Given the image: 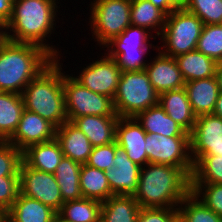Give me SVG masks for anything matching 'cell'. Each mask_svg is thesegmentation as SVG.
I'll list each match as a JSON object with an SVG mask.
<instances>
[{"label":"cell","instance_id":"cell-36","mask_svg":"<svg viewBox=\"0 0 222 222\" xmlns=\"http://www.w3.org/2000/svg\"><path fill=\"white\" fill-rule=\"evenodd\" d=\"M22 151L8 141H0V177H19Z\"/></svg>","mask_w":222,"mask_h":222},{"label":"cell","instance_id":"cell-33","mask_svg":"<svg viewBox=\"0 0 222 222\" xmlns=\"http://www.w3.org/2000/svg\"><path fill=\"white\" fill-rule=\"evenodd\" d=\"M191 184H222V155H204L194 165Z\"/></svg>","mask_w":222,"mask_h":222},{"label":"cell","instance_id":"cell-47","mask_svg":"<svg viewBox=\"0 0 222 222\" xmlns=\"http://www.w3.org/2000/svg\"><path fill=\"white\" fill-rule=\"evenodd\" d=\"M51 222H67L65 220H63L59 215H56Z\"/></svg>","mask_w":222,"mask_h":222},{"label":"cell","instance_id":"cell-43","mask_svg":"<svg viewBox=\"0 0 222 222\" xmlns=\"http://www.w3.org/2000/svg\"><path fill=\"white\" fill-rule=\"evenodd\" d=\"M222 118V92L219 93L213 113Z\"/></svg>","mask_w":222,"mask_h":222},{"label":"cell","instance_id":"cell-3","mask_svg":"<svg viewBox=\"0 0 222 222\" xmlns=\"http://www.w3.org/2000/svg\"><path fill=\"white\" fill-rule=\"evenodd\" d=\"M55 58L42 47L6 40L0 46V92L22 94Z\"/></svg>","mask_w":222,"mask_h":222},{"label":"cell","instance_id":"cell-41","mask_svg":"<svg viewBox=\"0 0 222 222\" xmlns=\"http://www.w3.org/2000/svg\"><path fill=\"white\" fill-rule=\"evenodd\" d=\"M13 0H0V24L6 26L12 16Z\"/></svg>","mask_w":222,"mask_h":222},{"label":"cell","instance_id":"cell-44","mask_svg":"<svg viewBox=\"0 0 222 222\" xmlns=\"http://www.w3.org/2000/svg\"><path fill=\"white\" fill-rule=\"evenodd\" d=\"M215 76L217 78L219 91L222 92V62L217 64Z\"/></svg>","mask_w":222,"mask_h":222},{"label":"cell","instance_id":"cell-16","mask_svg":"<svg viewBox=\"0 0 222 222\" xmlns=\"http://www.w3.org/2000/svg\"><path fill=\"white\" fill-rule=\"evenodd\" d=\"M113 168L106 170L107 180L113 195H134L137 191L141 167L127 156L120 147L115 152Z\"/></svg>","mask_w":222,"mask_h":222},{"label":"cell","instance_id":"cell-5","mask_svg":"<svg viewBox=\"0 0 222 222\" xmlns=\"http://www.w3.org/2000/svg\"><path fill=\"white\" fill-rule=\"evenodd\" d=\"M159 95L154 90L145 69L122 71L113 98L119 117H135L141 111L158 104Z\"/></svg>","mask_w":222,"mask_h":222},{"label":"cell","instance_id":"cell-9","mask_svg":"<svg viewBox=\"0 0 222 222\" xmlns=\"http://www.w3.org/2000/svg\"><path fill=\"white\" fill-rule=\"evenodd\" d=\"M63 91L66 115L70 122L86 115L118 116L112 98L90 91L72 75L63 73Z\"/></svg>","mask_w":222,"mask_h":222},{"label":"cell","instance_id":"cell-28","mask_svg":"<svg viewBox=\"0 0 222 222\" xmlns=\"http://www.w3.org/2000/svg\"><path fill=\"white\" fill-rule=\"evenodd\" d=\"M81 164L63 156L54 174L60 187L63 202L83 197L80 188Z\"/></svg>","mask_w":222,"mask_h":222},{"label":"cell","instance_id":"cell-29","mask_svg":"<svg viewBox=\"0 0 222 222\" xmlns=\"http://www.w3.org/2000/svg\"><path fill=\"white\" fill-rule=\"evenodd\" d=\"M130 18L132 26L145 28L149 32L154 30L159 37L165 26L166 14L149 0H131Z\"/></svg>","mask_w":222,"mask_h":222},{"label":"cell","instance_id":"cell-12","mask_svg":"<svg viewBox=\"0 0 222 222\" xmlns=\"http://www.w3.org/2000/svg\"><path fill=\"white\" fill-rule=\"evenodd\" d=\"M190 154L195 165L204 155H222V118L214 114L196 117L190 133Z\"/></svg>","mask_w":222,"mask_h":222},{"label":"cell","instance_id":"cell-8","mask_svg":"<svg viewBox=\"0 0 222 222\" xmlns=\"http://www.w3.org/2000/svg\"><path fill=\"white\" fill-rule=\"evenodd\" d=\"M152 37L156 40L147 29L130 25L105 45L108 50L105 54L115 59L122 71L143 70L148 61L142 57L148 53V48H153L149 41Z\"/></svg>","mask_w":222,"mask_h":222},{"label":"cell","instance_id":"cell-23","mask_svg":"<svg viewBox=\"0 0 222 222\" xmlns=\"http://www.w3.org/2000/svg\"><path fill=\"white\" fill-rule=\"evenodd\" d=\"M134 118L146 133H157L166 137H190L189 133L165 113L159 103L141 111Z\"/></svg>","mask_w":222,"mask_h":222},{"label":"cell","instance_id":"cell-13","mask_svg":"<svg viewBox=\"0 0 222 222\" xmlns=\"http://www.w3.org/2000/svg\"><path fill=\"white\" fill-rule=\"evenodd\" d=\"M105 55L87 64L78 76L73 77L90 91L113 99L122 70L115 59Z\"/></svg>","mask_w":222,"mask_h":222},{"label":"cell","instance_id":"cell-40","mask_svg":"<svg viewBox=\"0 0 222 222\" xmlns=\"http://www.w3.org/2000/svg\"><path fill=\"white\" fill-rule=\"evenodd\" d=\"M177 208H140L137 222H177Z\"/></svg>","mask_w":222,"mask_h":222},{"label":"cell","instance_id":"cell-10","mask_svg":"<svg viewBox=\"0 0 222 222\" xmlns=\"http://www.w3.org/2000/svg\"><path fill=\"white\" fill-rule=\"evenodd\" d=\"M145 143L148 163L182 168L192 176L194 164L190 154V137H166L162 134L147 133Z\"/></svg>","mask_w":222,"mask_h":222},{"label":"cell","instance_id":"cell-39","mask_svg":"<svg viewBox=\"0 0 222 222\" xmlns=\"http://www.w3.org/2000/svg\"><path fill=\"white\" fill-rule=\"evenodd\" d=\"M20 194V177H0V210L7 212Z\"/></svg>","mask_w":222,"mask_h":222},{"label":"cell","instance_id":"cell-14","mask_svg":"<svg viewBox=\"0 0 222 222\" xmlns=\"http://www.w3.org/2000/svg\"><path fill=\"white\" fill-rule=\"evenodd\" d=\"M56 127L37 113L24 109L14 134L7 140L23 151L28 146L55 139Z\"/></svg>","mask_w":222,"mask_h":222},{"label":"cell","instance_id":"cell-24","mask_svg":"<svg viewBox=\"0 0 222 222\" xmlns=\"http://www.w3.org/2000/svg\"><path fill=\"white\" fill-rule=\"evenodd\" d=\"M7 213L9 222H51L57 215L48 205L21 193Z\"/></svg>","mask_w":222,"mask_h":222},{"label":"cell","instance_id":"cell-1","mask_svg":"<svg viewBox=\"0 0 222 222\" xmlns=\"http://www.w3.org/2000/svg\"><path fill=\"white\" fill-rule=\"evenodd\" d=\"M57 1L13 0L12 16L5 26L6 40L38 45L55 59H61L60 51L55 45L47 44L45 39L50 37L56 27L57 9L60 8Z\"/></svg>","mask_w":222,"mask_h":222},{"label":"cell","instance_id":"cell-32","mask_svg":"<svg viewBox=\"0 0 222 222\" xmlns=\"http://www.w3.org/2000/svg\"><path fill=\"white\" fill-rule=\"evenodd\" d=\"M181 222H222L217 215L190 192L177 207Z\"/></svg>","mask_w":222,"mask_h":222},{"label":"cell","instance_id":"cell-25","mask_svg":"<svg viewBox=\"0 0 222 222\" xmlns=\"http://www.w3.org/2000/svg\"><path fill=\"white\" fill-rule=\"evenodd\" d=\"M140 208L133 195H112L102 202L100 222H137Z\"/></svg>","mask_w":222,"mask_h":222},{"label":"cell","instance_id":"cell-21","mask_svg":"<svg viewBox=\"0 0 222 222\" xmlns=\"http://www.w3.org/2000/svg\"><path fill=\"white\" fill-rule=\"evenodd\" d=\"M158 103L187 133H191L196 122L185 87L159 95Z\"/></svg>","mask_w":222,"mask_h":222},{"label":"cell","instance_id":"cell-38","mask_svg":"<svg viewBox=\"0 0 222 222\" xmlns=\"http://www.w3.org/2000/svg\"><path fill=\"white\" fill-rule=\"evenodd\" d=\"M118 148L117 142L104 146L93 147L86 165L99 170H108L114 167L115 152Z\"/></svg>","mask_w":222,"mask_h":222},{"label":"cell","instance_id":"cell-22","mask_svg":"<svg viewBox=\"0 0 222 222\" xmlns=\"http://www.w3.org/2000/svg\"><path fill=\"white\" fill-rule=\"evenodd\" d=\"M64 154L56 139L28 146L22 151V161L31 168L54 173Z\"/></svg>","mask_w":222,"mask_h":222},{"label":"cell","instance_id":"cell-2","mask_svg":"<svg viewBox=\"0 0 222 222\" xmlns=\"http://www.w3.org/2000/svg\"><path fill=\"white\" fill-rule=\"evenodd\" d=\"M190 192L191 177L182 168L148 163L133 197L141 208H177Z\"/></svg>","mask_w":222,"mask_h":222},{"label":"cell","instance_id":"cell-11","mask_svg":"<svg viewBox=\"0 0 222 222\" xmlns=\"http://www.w3.org/2000/svg\"><path fill=\"white\" fill-rule=\"evenodd\" d=\"M20 193L36 199L58 212L64 204L60 187L52 173L28 167L23 161L19 168Z\"/></svg>","mask_w":222,"mask_h":222},{"label":"cell","instance_id":"cell-18","mask_svg":"<svg viewBox=\"0 0 222 222\" xmlns=\"http://www.w3.org/2000/svg\"><path fill=\"white\" fill-rule=\"evenodd\" d=\"M55 139L65 157L81 165L86 164L93 146L87 136L72 122L66 121L56 128Z\"/></svg>","mask_w":222,"mask_h":222},{"label":"cell","instance_id":"cell-27","mask_svg":"<svg viewBox=\"0 0 222 222\" xmlns=\"http://www.w3.org/2000/svg\"><path fill=\"white\" fill-rule=\"evenodd\" d=\"M24 109L22 94L0 92V141L14 134Z\"/></svg>","mask_w":222,"mask_h":222},{"label":"cell","instance_id":"cell-6","mask_svg":"<svg viewBox=\"0 0 222 222\" xmlns=\"http://www.w3.org/2000/svg\"><path fill=\"white\" fill-rule=\"evenodd\" d=\"M204 23L195 15L179 5L166 15L165 26L160 38L163 45L156 46L163 54L176 57L196 50ZM165 48V49H163Z\"/></svg>","mask_w":222,"mask_h":222},{"label":"cell","instance_id":"cell-37","mask_svg":"<svg viewBox=\"0 0 222 222\" xmlns=\"http://www.w3.org/2000/svg\"><path fill=\"white\" fill-rule=\"evenodd\" d=\"M191 192L222 217V184H191Z\"/></svg>","mask_w":222,"mask_h":222},{"label":"cell","instance_id":"cell-42","mask_svg":"<svg viewBox=\"0 0 222 222\" xmlns=\"http://www.w3.org/2000/svg\"><path fill=\"white\" fill-rule=\"evenodd\" d=\"M154 6L161 9L166 15H169L179 5L180 0H149Z\"/></svg>","mask_w":222,"mask_h":222},{"label":"cell","instance_id":"cell-7","mask_svg":"<svg viewBox=\"0 0 222 222\" xmlns=\"http://www.w3.org/2000/svg\"><path fill=\"white\" fill-rule=\"evenodd\" d=\"M90 5L89 26L100 47L131 25V0H93Z\"/></svg>","mask_w":222,"mask_h":222},{"label":"cell","instance_id":"cell-46","mask_svg":"<svg viewBox=\"0 0 222 222\" xmlns=\"http://www.w3.org/2000/svg\"><path fill=\"white\" fill-rule=\"evenodd\" d=\"M0 222H9V216L7 212L0 213Z\"/></svg>","mask_w":222,"mask_h":222},{"label":"cell","instance_id":"cell-45","mask_svg":"<svg viewBox=\"0 0 222 222\" xmlns=\"http://www.w3.org/2000/svg\"><path fill=\"white\" fill-rule=\"evenodd\" d=\"M5 27L0 24V46L6 41Z\"/></svg>","mask_w":222,"mask_h":222},{"label":"cell","instance_id":"cell-15","mask_svg":"<svg viewBox=\"0 0 222 222\" xmlns=\"http://www.w3.org/2000/svg\"><path fill=\"white\" fill-rule=\"evenodd\" d=\"M146 131L134 117H119L116 127L118 147L127 152V156L140 167L148 164L145 150Z\"/></svg>","mask_w":222,"mask_h":222},{"label":"cell","instance_id":"cell-34","mask_svg":"<svg viewBox=\"0 0 222 222\" xmlns=\"http://www.w3.org/2000/svg\"><path fill=\"white\" fill-rule=\"evenodd\" d=\"M180 5L204 25L222 24V0H180Z\"/></svg>","mask_w":222,"mask_h":222},{"label":"cell","instance_id":"cell-30","mask_svg":"<svg viewBox=\"0 0 222 222\" xmlns=\"http://www.w3.org/2000/svg\"><path fill=\"white\" fill-rule=\"evenodd\" d=\"M80 188L84 198L100 202L106 201L113 195L106 172L86 164L81 165Z\"/></svg>","mask_w":222,"mask_h":222},{"label":"cell","instance_id":"cell-19","mask_svg":"<svg viewBox=\"0 0 222 222\" xmlns=\"http://www.w3.org/2000/svg\"><path fill=\"white\" fill-rule=\"evenodd\" d=\"M119 116L86 115L75 118V124L88 138L93 147L116 142V127Z\"/></svg>","mask_w":222,"mask_h":222},{"label":"cell","instance_id":"cell-4","mask_svg":"<svg viewBox=\"0 0 222 222\" xmlns=\"http://www.w3.org/2000/svg\"><path fill=\"white\" fill-rule=\"evenodd\" d=\"M61 65L60 59H55L22 92L25 109L37 113L56 128L68 121Z\"/></svg>","mask_w":222,"mask_h":222},{"label":"cell","instance_id":"cell-17","mask_svg":"<svg viewBox=\"0 0 222 222\" xmlns=\"http://www.w3.org/2000/svg\"><path fill=\"white\" fill-rule=\"evenodd\" d=\"M158 54L145 68L150 83L158 95L175 89L185 87V81L174 57L163 54L157 49Z\"/></svg>","mask_w":222,"mask_h":222},{"label":"cell","instance_id":"cell-26","mask_svg":"<svg viewBox=\"0 0 222 222\" xmlns=\"http://www.w3.org/2000/svg\"><path fill=\"white\" fill-rule=\"evenodd\" d=\"M185 82L213 77L217 62L203 53L194 50L175 57Z\"/></svg>","mask_w":222,"mask_h":222},{"label":"cell","instance_id":"cell-31","mask_svg":"<svg viewBox=\"0 0 222 222\" xmlns=\"http://www.w3.org/2000/svg\"><path fill=\"white\" fill-rule=\"evenodd\" d=\"M102 202L80 198L64 202L57 212L67 222H100Z\"/></svg>","mask_w":222,"mask_h":222},{"label":"cell","instance_id":"cell-20","mask_svg":"<svg viewBox=\"0 0 222 222\" xmlns=\"http://www.w3.org/2000/svg\"><path fill=\"white\" fill-rule=\"evenodd\" d=\"M185 90L196 117L213 113L220 93L216 76L185 82Z\"/></svg>","mask_w":222,"mask_h":222},{"label":"cell","instance_id":"cell-35","mask_svg":"<svg viewBox=\"0 0 222 222\" xmlns=\"http://www.w3.org/2000/svg\"><path fill=\"white\" fill-rule=\"evenodd\" d=\"M196 50L217 63L222 62V24L204 25Z\"/></svg>","mask_w":222,"mask_h":222}]
</instances>
